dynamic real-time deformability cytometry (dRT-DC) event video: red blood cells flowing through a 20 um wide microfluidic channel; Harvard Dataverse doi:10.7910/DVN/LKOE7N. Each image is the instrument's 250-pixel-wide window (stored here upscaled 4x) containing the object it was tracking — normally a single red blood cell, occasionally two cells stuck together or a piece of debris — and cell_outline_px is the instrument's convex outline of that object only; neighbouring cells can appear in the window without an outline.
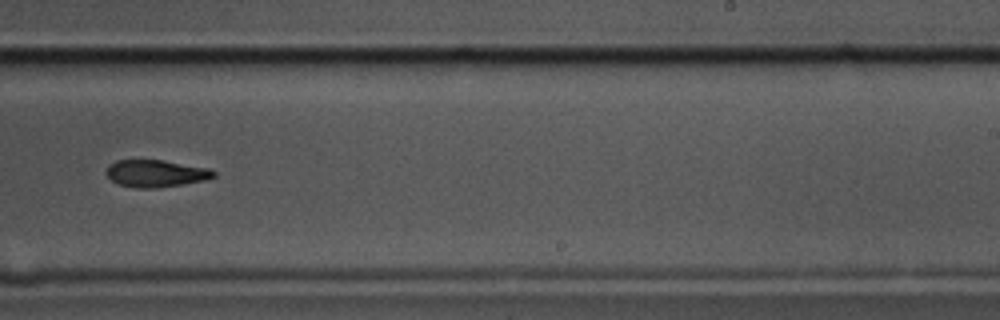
{"species": "common noctule bat (a hibernating species)", "species_latin": "Nyctalus noctula", "temperature_condition": "cold", "stored_images_in_passage": 11, "camera_frame_rate_fps": 3000, "um_per_image_px": 0.085, "animal": {"sex": "male", "body_mass_g": 17.5, "forearm_length_mm": 52.3}, "frame": {"image": 1, "passage_image": 10, "time_ms": 3.0, "image_size_px": [1000, 320], "cell_outline_px": [[216, 176], [204, 180], [156, 188], [136, 188], [120, 184], [112, 180], [108, 176], [108, 164], [116, 160], [160, 160], [208, 168], [216, 172]], "centroid_in_image_um": [13.24, 14.74], "position_along_channel_um": 275.8, "area_um2": 16.65}}
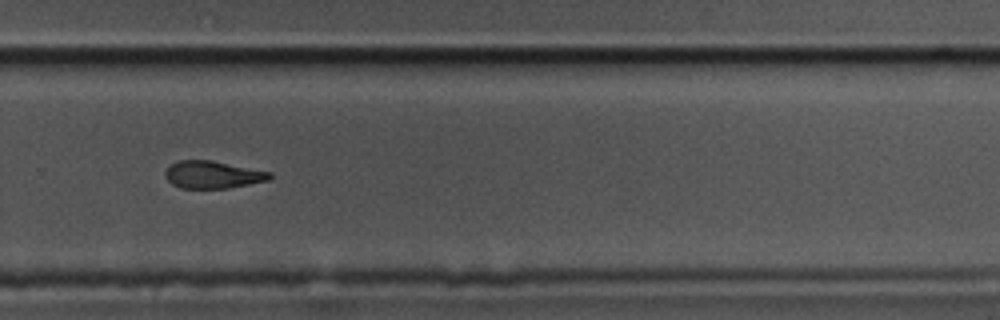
{"frame": {"image": 2, "passage_image": 11, "time_ms": 3.333, "image_size_px": [1000, 320], "cell_outline_px": [[272, 176], [268, 180], [228, 188], [180, 188], [172, 184], [164, 176], [164, 172], [172, 164], [180, 160], [212, 160], [272, 172]], "centroid_in_image_um": [18.08, 14.84], "position_along_channel_um": 311.7, "area_um2": 16.65}}